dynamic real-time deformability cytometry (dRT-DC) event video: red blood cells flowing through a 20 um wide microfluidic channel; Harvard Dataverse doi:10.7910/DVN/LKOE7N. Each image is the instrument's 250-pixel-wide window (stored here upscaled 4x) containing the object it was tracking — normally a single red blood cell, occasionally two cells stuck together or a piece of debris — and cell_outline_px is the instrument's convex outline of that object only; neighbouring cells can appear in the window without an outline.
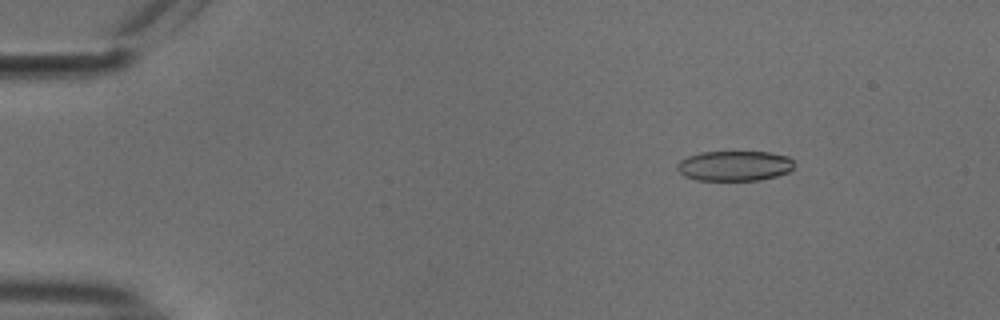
{"species": "common noctule bat (a hibernating species)", "species_latin": "Nyctalus noctula", "temperature_condition": "cold", "stored_images_in_passage": 53, "camera_frame_rate_fps": 3000, "um_per_image_px": 0.085, "animal": {"sex": "male", "body_mass_g": 18.8}, "frame": {"image": 1, "passage_image": 7, "time_ms": 2.0, "image_size_px": [1000, 320], "cell_outline_px": [[792, 168], [788, 172], [776, 176], [760, 180], [696, 180], [684, 176], [676, 168], [676, 164], [680, 160], [688, 156], [700, 152], [772, 152], [788, 156], [792, 160]], "centroid_in_image_um": [62.4, 14.09], "position_along_channel_um": 22.6, "area_um2": 20.58}}
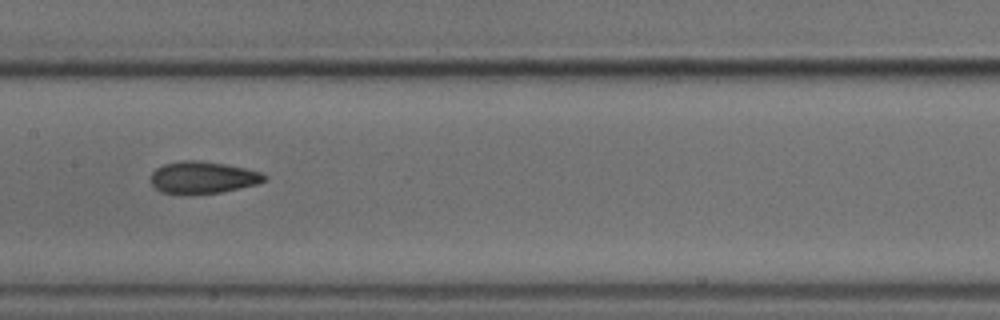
{"frame": {"image": 2, "passage_image": 27, "time_ms": 8.667, "image_size_px": [1000, 320], "cell_outline_px": [[268, 176], [264, 180], [256, 184], [220, 192], [160, 192], [152, 184], [152, 172], [156, 168], [164, 164], [184, 160], [200, 160], [224, 164], [264, 172]], "centroid_in_image_um": [17.27, 15.05], "position_along_channel_um": 190.1, "area_um2": 20.58}}
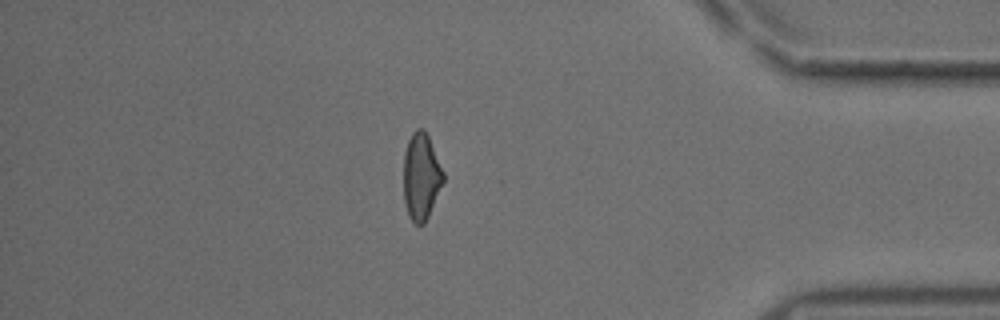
{"frame": {"image": 3, "passage_image": 46, "time_ms": 15.0, "image_size_px": [1000, 320], "cell_outline_px": [[444, 180], [428, 216], [424, 224], [416, 224], [408, 216], [404, 204], [404, 152], [408, 140], [412, 132], [416, 128], [424, 128], [428, 136], [444, 172]], "centroid_in_image_um": [35.79, 14.99], "position_along_channel_um": 399.4, "area_um2": 20.06}, "authors_computed_cell_mechanics": {"area_um2": 21.1548, "velocity_mm_per_s": 3.7887, "shape_relaxation_time_tau1_ms": 7.535, "shape_relaxation_time_tau2_ms": 2.2397, "deformation_change_tau1": 0.1723, "deformation_change_tau2": 0.0688}}